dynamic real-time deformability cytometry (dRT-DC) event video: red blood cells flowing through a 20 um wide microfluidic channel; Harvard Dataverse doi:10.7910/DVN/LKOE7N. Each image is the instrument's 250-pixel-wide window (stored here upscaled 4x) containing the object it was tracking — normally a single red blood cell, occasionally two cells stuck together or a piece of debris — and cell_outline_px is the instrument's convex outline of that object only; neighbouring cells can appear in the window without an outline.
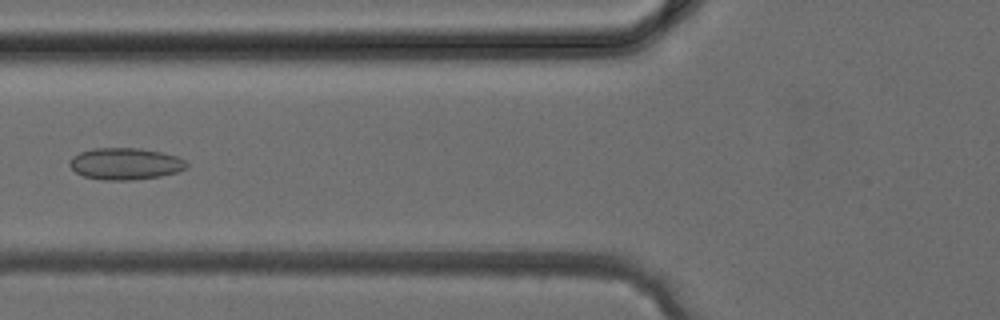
{"species": "common noctule bat (a hibernating species)", "species_latin": "Nyctalus noctula", "temperature_condition": "cold", "stored_images_in_passage": 26, "camera_frame_rate_fps": 3000, "um_per_image_px": 0.085, "animal": {"sex": "female", "body_mass_g": 24.6, "forearm_length_mm": 56.2}, "frame": {"image": 1, "passage_image": 3, "time_ms": 0.667, "image_size_px": [1000, 320], "cell_outline_px": [[188, 168], [176, 172], [160, 176], [132, 180], [104, 180], [84, 176], [76, 172], [68, 164], [72, 156], [80, 152], [92, 148], [140, 148], [160, 152], [176, 156], [184, 160], [188, 164]], "centroid_in_image_um": [10.64, 13.92], "position_along_channel_um": 115.2, "area_um2": 21.62}}
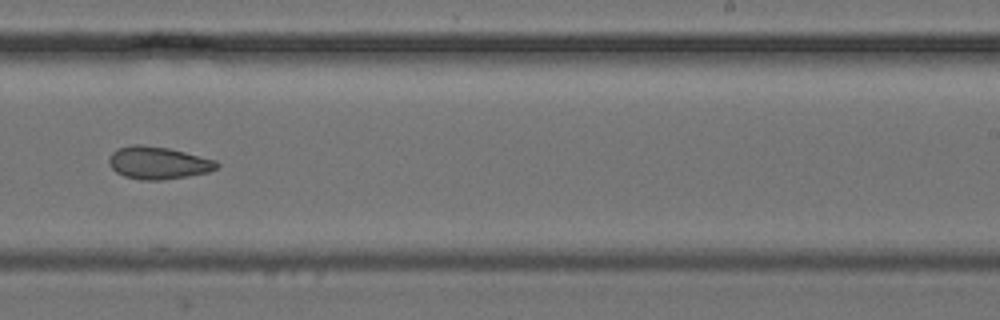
{"frame": {"image": 2, "passage_image": 12, "time_ms": 3.667, "image_size_px": [1000, 320], "cell_outline_px": [[220, 164], [216, 168], [208, 172], [188, 176], [164, 180], [140, 180], [124, 176], [116, 172], [112, 168], [108, 160], [112, 152], [116, 148], [132, 144], [144, 144], [168, 148], [216, 160]], "centroid_in_image_um": [13.42, 13.84], "position_along_channel_um": 275.6, "area_um2": 20.52}}
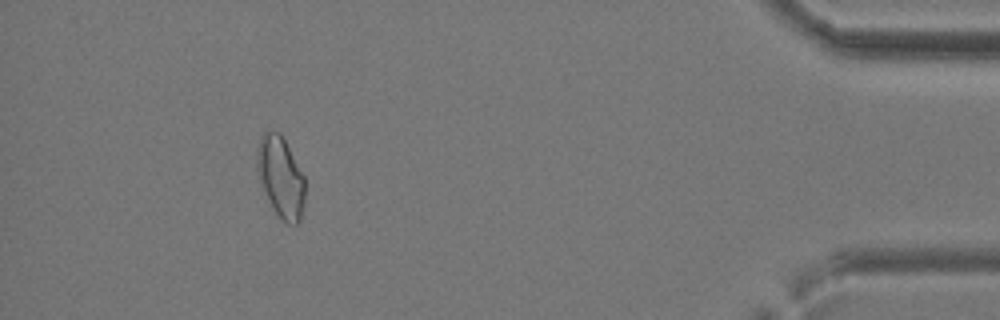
{"frame": {"image": 3, "passage_image": 23, "time_ms": 7.333, "image_size_px": [1000, 320], "cell_outline_px": [[304, 204], [300, 220], [296, 224], [288, 224], [276, 212], [268, 200], [260, 184], [256, 168], [256, 148], [260, 136], [264, 132], [280, 132], [304, 176]], "centroid_in_image_um": [23.83, 15.03], "position_along_channel_um": 411.4, "area_um2": 22.54}}